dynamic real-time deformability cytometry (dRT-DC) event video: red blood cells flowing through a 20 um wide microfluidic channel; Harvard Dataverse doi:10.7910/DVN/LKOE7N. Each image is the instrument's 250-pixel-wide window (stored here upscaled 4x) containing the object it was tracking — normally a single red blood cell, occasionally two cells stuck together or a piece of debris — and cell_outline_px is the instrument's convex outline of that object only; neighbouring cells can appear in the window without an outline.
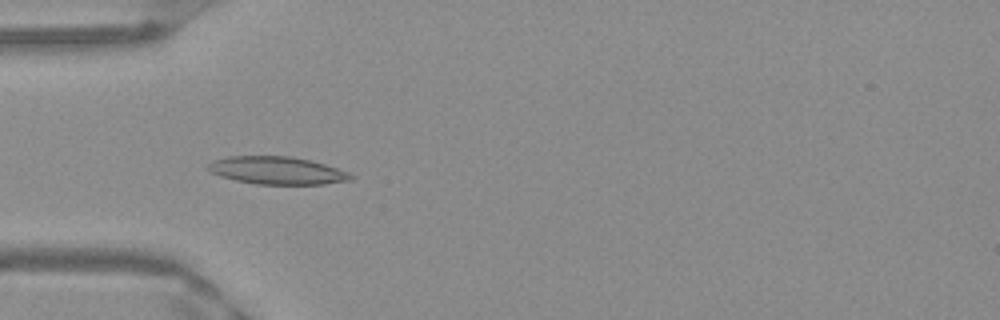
{"species": "Egyptian fruit bat (a non-hibernating species)", "species_latin": "Rousettus aegyptiacus", "temperature_condition": "warm", "stored_images_in_passage": 50, "camera_frame_rate_fps": 3000, "um_per_image_px": 0.085, "frame": {"image": 1, "passage_image": 15, "time_ms": 4.667, "image_size_px": [1000, 320], "cell_outline_px": [[356, 176], [352, 180], [324, 184], [256, 184], [236, 180], [220, 176], [204, 168], [208, 164], [216, 160], [228, 156], [292, 156], [324, 164], [348, 172]], "centroid_in_image_um": [23.56, 14.49], "position_along_channel_um": 61.4, "area_um2": 22.95}}
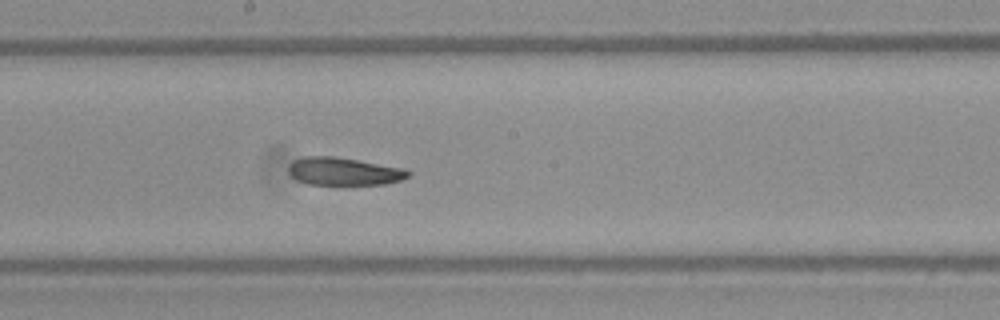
{"frame": {"image": 2, "passage_image": 27, "time_ms": 8.667, "image_size_px": [1000, 320], "cell_outline_px": [[412, 172], [408, 176], [400, 180], [384, 184], [308, 184], [296, 180], [288, 172], [288, 164], [292, 160], [304, 156], [336, 156], [404, 168]], "centroid_in_image_um": [29.18, 14.55], "position_along_channel_um": 219.0, "area_um2": 19.48}}
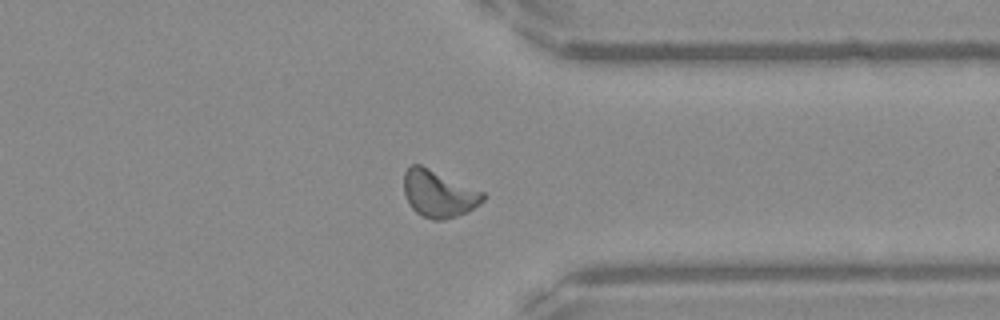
{"frame": {"image": 3, "passage_image": 39, "time_ms": 12.667, "image_size_px": [1000, 320], "cell_outline_px": [[484, 200], [480, 204], [468, 212], [444, 220], [432, 220], [420, 216], [408, 204], [404, 192], [404, 172], [412, 164], [420, 164], [484, 192]], "centroid_in_image_um": [37.27, 16.48], "position_along_channel_um": 374.1, "area_um2": 21.73}, "authors_computed_cell_mechanics": {"area_um2": 20.9236, "velocity_mm_per_s": 3.9641, "shape_relaxation_time_tau1_ms": null, "shape_relaxation_time_tau2_ms": 6.7047, "deformation_change_tau1": null, "deformation_change_tau2": 0.1602}}